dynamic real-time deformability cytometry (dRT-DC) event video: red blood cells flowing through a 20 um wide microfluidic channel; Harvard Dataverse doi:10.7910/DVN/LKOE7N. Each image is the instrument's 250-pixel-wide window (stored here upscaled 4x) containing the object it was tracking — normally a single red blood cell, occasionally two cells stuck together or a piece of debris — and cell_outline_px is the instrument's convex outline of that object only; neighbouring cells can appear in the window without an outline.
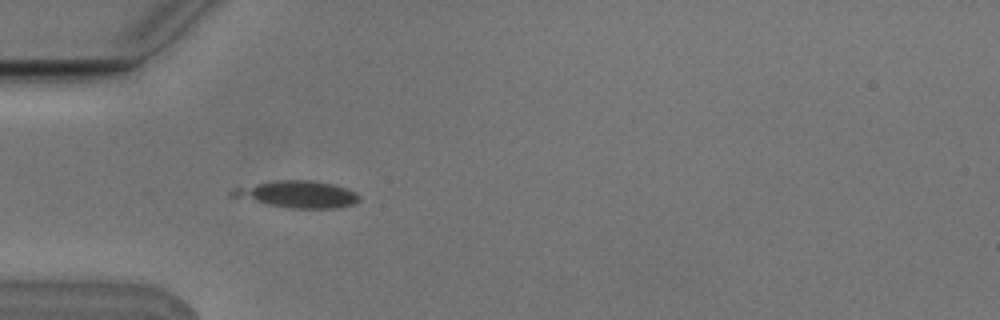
{"species": "Egyptian fruit bat (a non-hibernating species)", "species_latin": "Rousettus aegyptiacus", "temperature_condition": "cold", "stored_images_in_passage": 9, "camera_frame_rate_fps": 3000, "um_per_image_px": 0.085, "animal": {"sex": "male"}, "frame": {"image": 1, "passage_image": 4, "time_ms": 1.0, "image_size_px": [1000, 320], "cell_outline_px": [[360, 200], [352, 204], [340, 208], [288, 208], [228, 196], [228, 192], [232, 188], [276, 180], [308, 180], [332, 184], [356, 192], [360, 196]], "centroid_in_image_um": [25.24, 16.51], "position_along_channel_um": 59.8, "area_um2": 19.88}}
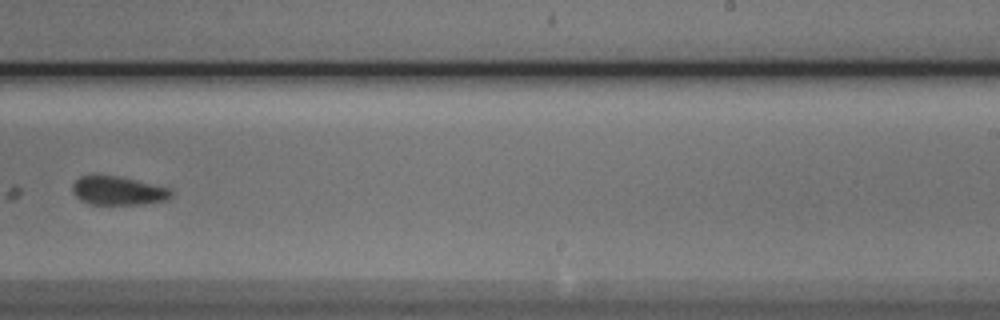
{"frame": {"image": 2, "passage_image": 9, "time_ms": 2.667, "image_size_px": [1000, 320], "cell_outline_px": [[172, 196], [168, 200], [144, 204], [88, 204], [80, 200], [72, 192], [72, 184], [80, 176], [116, 176], [172, 188]], "centroid_in_image_um": [10.06, 16.23], "position_along_channel_um": 278.9, "area_um2": 16.47}}